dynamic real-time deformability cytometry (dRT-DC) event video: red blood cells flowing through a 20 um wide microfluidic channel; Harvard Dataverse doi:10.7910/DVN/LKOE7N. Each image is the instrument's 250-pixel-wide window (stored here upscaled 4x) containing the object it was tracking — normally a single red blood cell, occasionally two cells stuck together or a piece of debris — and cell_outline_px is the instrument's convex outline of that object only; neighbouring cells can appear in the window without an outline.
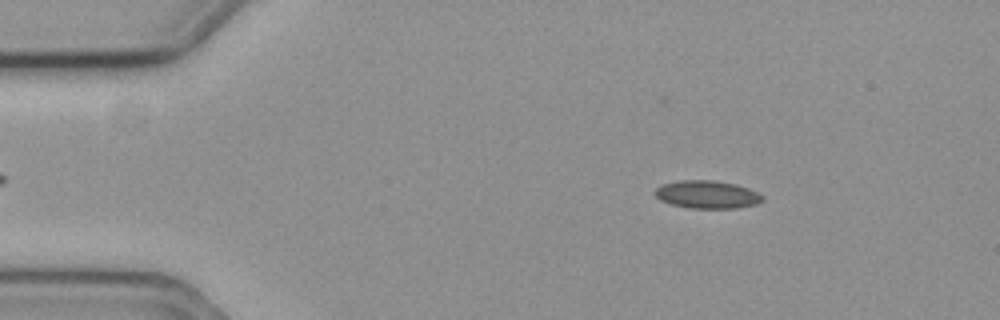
{"species": "common noctule bat (a hibernating species)", "species_latin": "Nyctalus noctula", "temperature_condition": "cold", "stored_images_in_passage": 58, "camera_frame_rate_fps": 3000, "um_per_image_px": 0.085, "animal": {"sex": "female", "body_mass_g": 19.3, "forearm_length_mm": 54.1}, "frame": {"image": 1, "passage_image": 9, "time_ms": 2.667, "image_size_px": [1000, 320], "cell_outline_px": [[764, 200], [756, 204], [736, 208], [688, 208], [672, 204], [660, 200], [656, 196], [656, 188], [664, 184], [680, 180], [716, 180], [736, 184], [748, 188], [764, 196]], "centroid_in_image_um": [60.14, 16.53], "position_along_channel_um": 24.9, "area_um2": 17.4}}
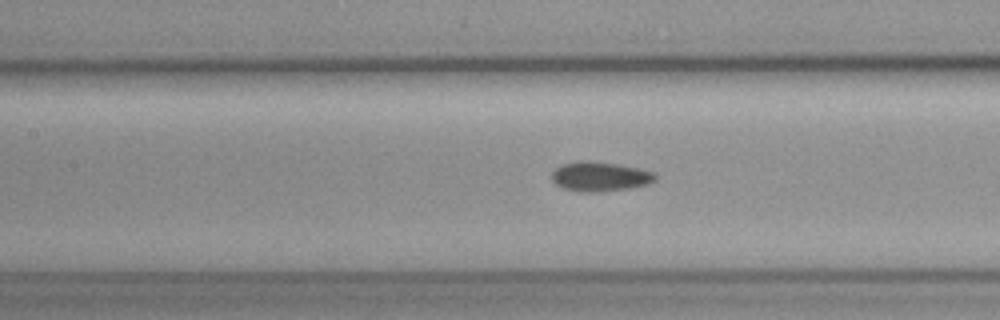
{"frame": {"image": 2, "passage_image": 26, "time_ms": 8.333, "image_size_px": [1000, 320], "cell_outline_px": [[656, 180], [648, 184], [628, 188], [596, 192], [580, 192], [564, 188], [556, 184], [552, 180], [552, 172], [560, 164], [580, 160], [584, 160], [620, 164], [640, 168], [652, 172], [656, 176]], "centroid_in_image_um": [50.98, 14.99], "position_along_channel_um": 156.4, "area_um2": 17.86}}
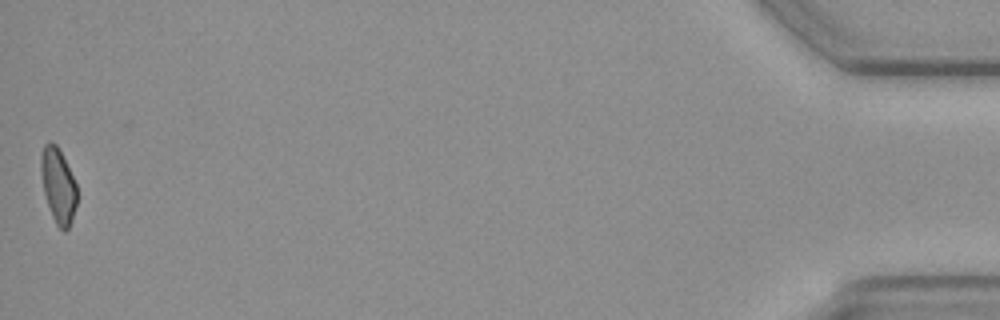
{"frame": {"image": 3, "passage_image": 58, "time_ms": 19.0, "image_size_px": [1000, 320], "cell_outline_px": [[76, 204], [72, 220], [68, 228], [64, 232], [56, 224], [52, 216], [44, 192], [40, 168], [40, 156], [44, 144], [48, 140], [52, 140], [56, 144], [76, 184]], "centroid_in_image_um": [4.92, 15.75], "position_along_channel_um": 430.3, "area_um2": 15.49}, "authors_computed_cell_mechanics": {"area_um2": 16.9065, "velocity_mm_per_s": 3.5556, "shape_relaxation_time_tau1_ms": null, "shape_relaxation_time_tau2_ms": 5.5736, "deformation_change_tau1": null, "deformation_change_tau2": 0.1081}}